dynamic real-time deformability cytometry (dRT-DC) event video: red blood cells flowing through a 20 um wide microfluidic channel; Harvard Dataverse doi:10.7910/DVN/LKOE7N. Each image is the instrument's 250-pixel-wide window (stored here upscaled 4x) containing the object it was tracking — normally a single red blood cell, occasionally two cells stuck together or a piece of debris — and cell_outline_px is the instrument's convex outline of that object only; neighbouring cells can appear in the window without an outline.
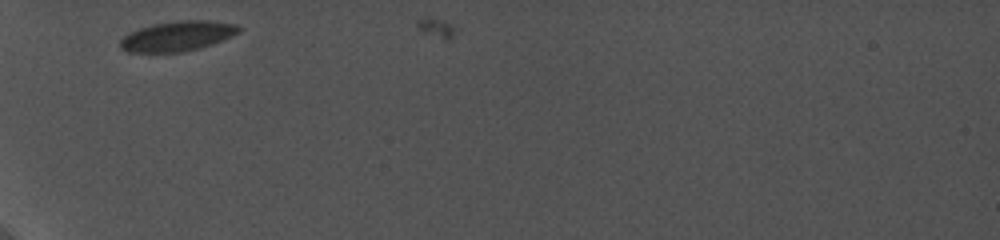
{"species": "common noctule bat (a hibernating species)", "species_latin": "Nyctalus noctula", "temperature_condition": "cold", "stored_images_in_passage": 10, "camera_frame_rate_fps": 5000, "um_per_image_px": 0.085, "animal": {"sex": "female", "body_mass_g": 19.0, "forearm_length_mm": 56.7}, "frame": {"image": 1, "passage_image": 1, "time_ms": 0.0, "image_size_px": [1000, 240], "cell_outline_px": [[244, 28], [240, 32], [232, 36], [212, 44], [200, 48], [180, 52], [128, 52], [120, 48], [120, 40], [128, 32], [152, 24], [176, 20], [212, 20], [236, 24]], "centroid_in_image_um": [15.11, 3.05], "position_along_channel_um": 69.9, "area_um2": 20.98}}
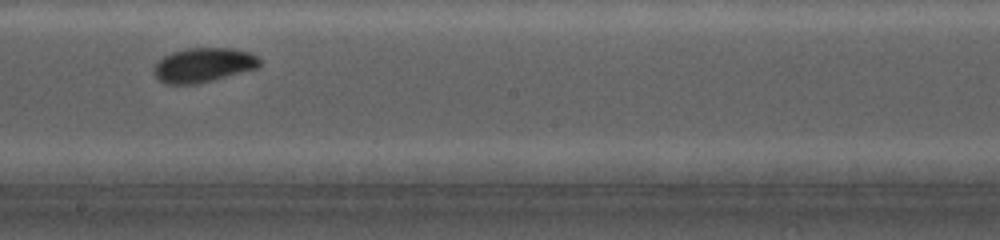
{"frame": {"image": 2, "passage_image": 7, "time_ms": 4.6, "image_size_px": [1000, 240], "cell_outline_px": [[260, 68], [196, 84], [164, 84], [152, 72], [156, 64], [164, 56], [172, 52], [188, 48], [232, 48], [248, 52], [256, 56], [260, 60]], "centroid_in_image_um": [17.3, 5.53], "position_along_channel_um": 230.9, "area_um2": 21.15}}